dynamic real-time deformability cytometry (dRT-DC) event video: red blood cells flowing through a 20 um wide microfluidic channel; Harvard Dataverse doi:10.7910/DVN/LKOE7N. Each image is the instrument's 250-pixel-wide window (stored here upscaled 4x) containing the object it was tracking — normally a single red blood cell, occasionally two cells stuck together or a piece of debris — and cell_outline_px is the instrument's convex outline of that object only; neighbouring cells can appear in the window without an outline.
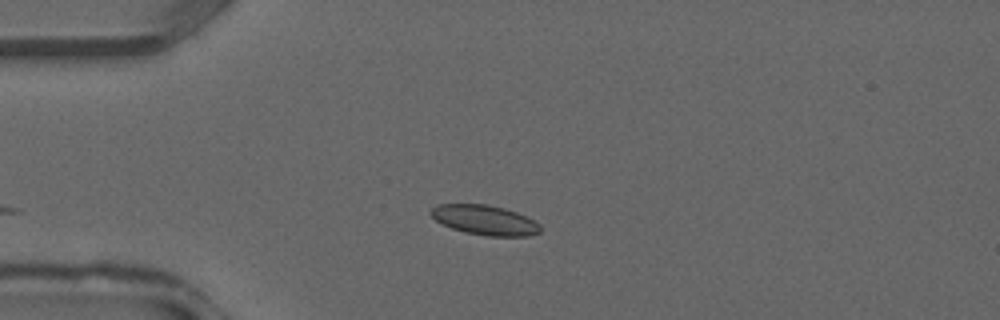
{"species": "common noctule bat (a hibernating species)", "species_latin": "Nyctalus noctula", "temperature_condition": "warm", "stored_images_in_passage": 21, "camera_frame_rate_fps": 3000, "um_per_image_px": 0.085, "animal": {"sex": "male", "forearm_length_mm": 52.5}, "frame": {"image": 1, "passage_image": 1, "time_ms": 0.0, "image_size_px": [1000, 320], "cell_outline_px": [[540, 232], [528, 236], [488, 236], [464, 232], [452, 228], [436, 220], [428, 212], [436, 204], [488, 204], [504, 208], [516, 212], [540, 224]], "centroid_in_image_um": [41.19, 18.7], "position_along_channel_um": 43.8, "area_um2": 18.9}}
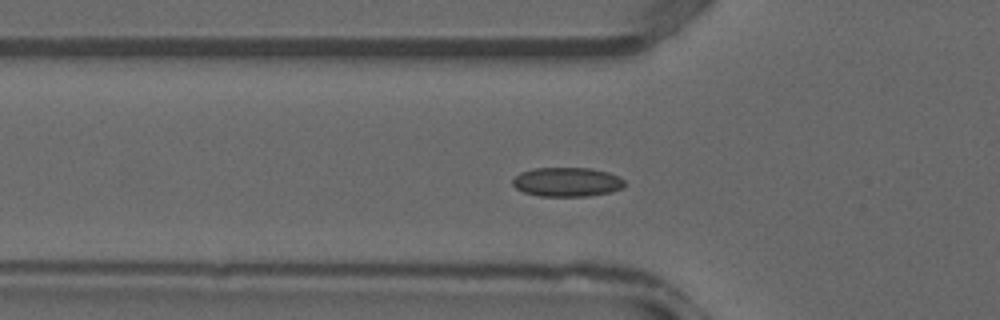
{"frame": {"image": 2, "passage_image": 4, "time_ms": 1.0, "image_size_px": [1000, 320], "cell_outline_px": [[624, 184], [620, 188], [612, 192], [588, 196], [540, 196], [524, 192], [516, 188], [512, 184], [512, 180], [520, 172], [532, 168], [592, 168], [608, 172], [620, 176], [624, 180]], "centroid_in_image_um": [48.19, 15.46], "position_along_channel_um": 77.6, "area_um2": 19.13}}
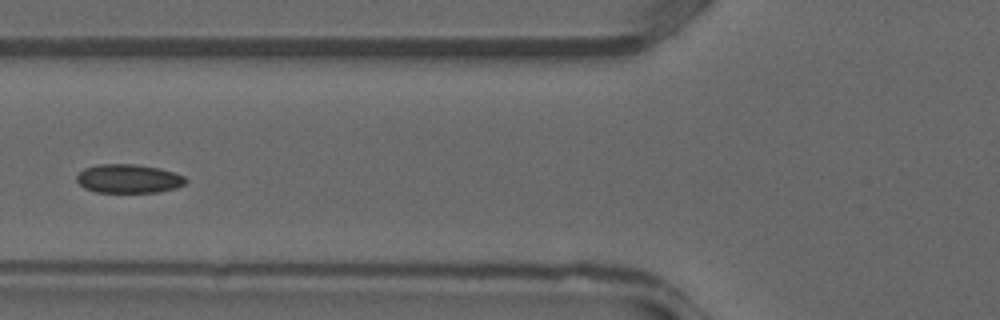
{"frame": {"image": 3, "passage_image": 6, "time_ms": 1.667, "image_size_px": [1000, 320], "cell_outline_px": [[188, 180], [184, 184], [176, 188], [156, 192], [96, 192], [84, 188], [76, 180], [76, 176], [84, 168], [96, 164], [136, 164], [160, 168], [184, 176]], "centroid_in_image_um": [10.91, 15.18], "position_along_channel_um": 114.9, "area_um2": 18.32}}